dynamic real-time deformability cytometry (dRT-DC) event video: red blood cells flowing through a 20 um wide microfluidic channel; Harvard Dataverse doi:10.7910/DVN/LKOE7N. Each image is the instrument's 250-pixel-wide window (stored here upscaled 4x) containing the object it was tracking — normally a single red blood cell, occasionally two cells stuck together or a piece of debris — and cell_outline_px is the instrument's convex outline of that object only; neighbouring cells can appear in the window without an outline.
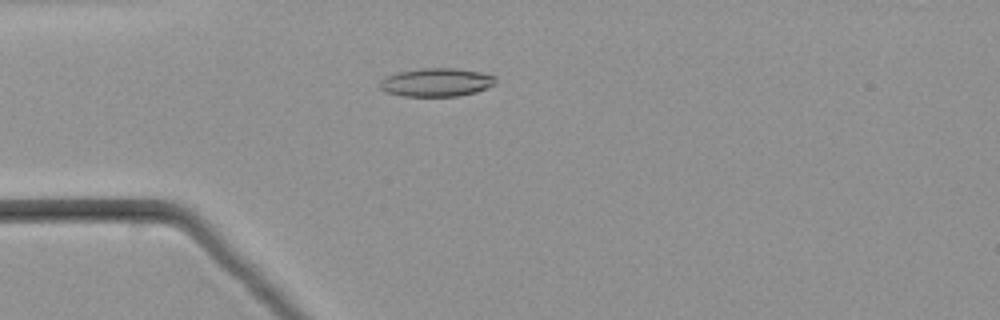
{"species": "common noctule bat (a hibernating species)", "species_latin": "Nyctalus noctula", "temperature_condition": "warm", "stored_images_in_passage": 52, "camera_frame_rate_fps": 3000, "um_per_image_px": 0.085, "animal": {"sex": "male", "body_mass_g": 21.5, "forearm_length_mm": 52.0}, "frame": {"image": 1, "passage_image": 14, "time_ms": 4.333, "image_size_px": [1000, 320], "cell_outline_px": [[496, 84], [476, 92], [460, 96], [404, 96], [384, 92], [380, 88], [380, 80], [388, 76], [400, 72], [424, 68], [452, 68], [480, 72], [496, 76]], "centroid_in_image_um": [37.12, 7.01], "position_along_channel_um": 47.9, "area_um2": 19.07}}
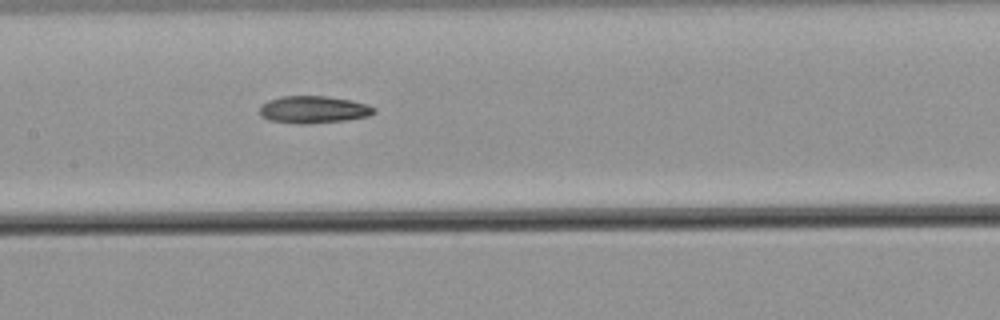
{"frame": {"image": 2, "passage_image": 25, "time_ms": 8.0, "image_size_px": [1000, 320], "cell_outline_px": [[376, 112], [368, 116], [344, 120], [308, 124], [296, 124], [268, 120], [260, 116], [260, 104], [268, 100], [284, 96], [328, 96], [352, 100], [368, 104], [376, 108]], "centroid_in_image_um": [26.64, 9.31], "position_along_channel_um": 180.8, "area_um2": 18.38}}
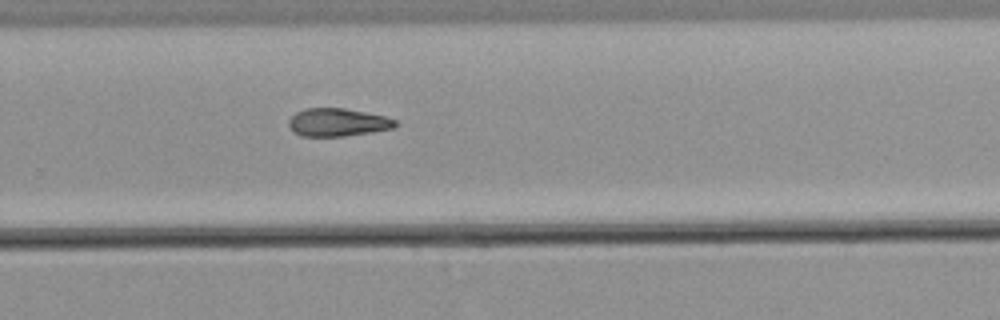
{"frame": {"image": 3, "passage_image": 34, "time_ms": 11.0, "image_size_px": [1000, 320], "cell_outline_px": [[396, 124], [392, 128], [372, 132], [344, 136], [300, 136], [288, 124], [288, 120], [296, 112], [304, 108], [344, 108], [384, 116], [396, 120]], "centroid_in_image_um": [28.68, 10.39], "position_along_channel_um": 301.1, "area_um2": 17.17}}